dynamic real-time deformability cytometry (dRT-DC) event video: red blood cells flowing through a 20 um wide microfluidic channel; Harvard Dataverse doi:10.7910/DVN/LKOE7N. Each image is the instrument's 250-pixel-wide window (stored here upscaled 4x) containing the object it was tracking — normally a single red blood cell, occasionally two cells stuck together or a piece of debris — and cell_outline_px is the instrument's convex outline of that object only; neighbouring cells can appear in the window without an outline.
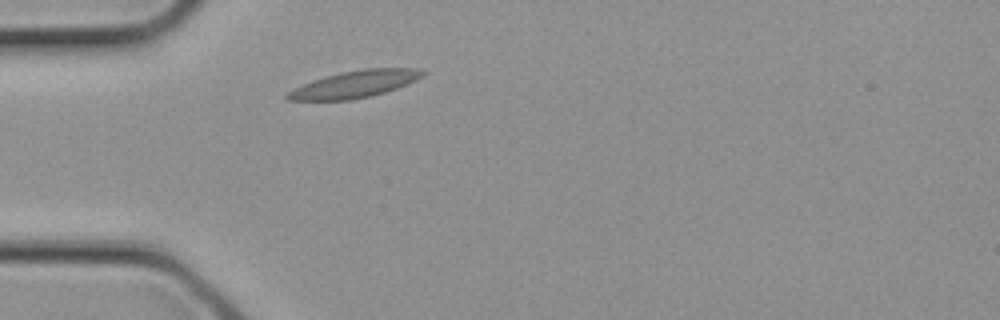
{"species": "common noctule bat (a hibernating species)", "species_latin": "Nyctalus noctula", "temperature_condition": "cold", "stored_images_in_passage": 1, "camera_frame_rate_fps": 3000, "um_per_image_px": 0.085, "animal": {"sex": "female", "body_mass_g": 21.9}, "frame": {"image": 1, "passage_image": 1, "time_ms": 0.0, "image_size_px": [1000, 320], "cell_outline_px": [[428, 72], [424, 76], [408, 84], [372, 96], [352, 100], [288, 100], [284, 96], [288, 92], [312, 80], [340, 72], [364, 68], [416, 68]], "centroid_in_image_um": [30.2, 7.15], "position_along_channel_um": 54.8, "area_um2": 21.27}}